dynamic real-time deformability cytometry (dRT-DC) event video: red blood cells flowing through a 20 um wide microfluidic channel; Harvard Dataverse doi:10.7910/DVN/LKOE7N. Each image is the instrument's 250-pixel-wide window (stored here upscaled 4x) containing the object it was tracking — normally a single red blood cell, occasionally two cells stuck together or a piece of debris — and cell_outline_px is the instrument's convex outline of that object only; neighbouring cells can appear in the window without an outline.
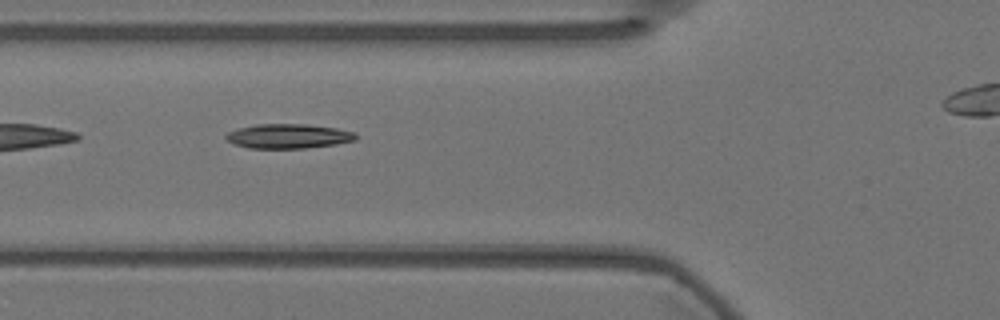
{"species": "Egyptian fruit bat (a non-hibernating species)", "species_latin": "Rousettus aegyptiacus", "temperature_condition": "warm", "stored_images_in_passage": 32, "camera_frame_rate_fps": 3000, "um_per_image_px": 0.085, "animal": {"sex": "female"}, "frame": {"image": 1, "passage_image": 3, "time_ms": 0.667, "image_size_px": [1000, 320], "cell_outline_px": [[356, 140], [336, 144], [304, 148], [248, 148], [232, 144], [224, 136], [228, 132], [240, 128], [256, 124], [308, 124], [336, 128], [356, 132]], "centroid_in_image_um": [24.51, 11.57], "position_along_channel_um": 101.3, "area_um2": 18.55}}
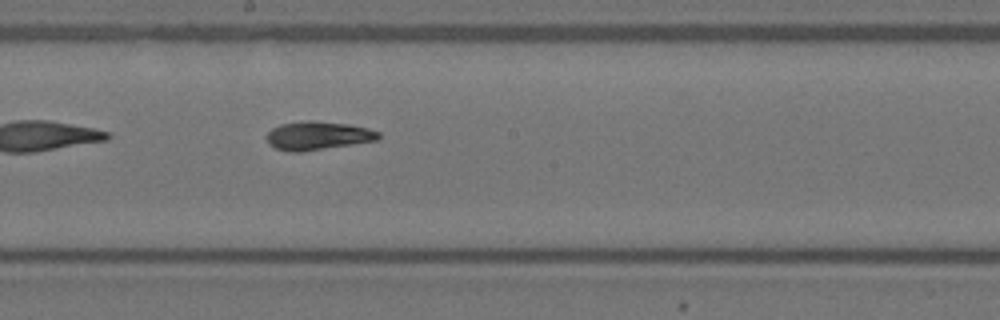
{"frame": {"image": 2, "passage_image": 13, "time_ms": 4.0, "image_size_px": [1000, 320], "cell_outline_px": [[380, 136], [376, 140], [352, 144], [300, 152], [288, 152], [276, 148], [268, 144], [268, 132], [272, 128], [280, 124], [308, 120], [348, 124], [368, 128], [380, 132]], "centroid_in_image_um": [27.0, 11.53], "position_along_channel_um": 221.2, "area_um2": 18.38}}
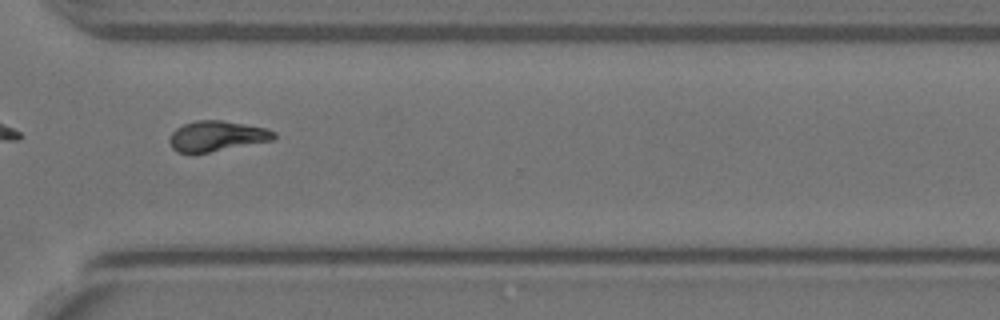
{"frame": {"image": 3, "passage_image": 24, "time_ms": 7.667, "image_size_px": [1000, 320], "cell_outline_px": [[276, 136], [272, 140], [208, 152], [176, 152], [172, 148], [168, 140], [168, 136], [176, 128], [184, 124], [196, 120], [224, 120], [264, 128], [276, 132]], "centroid_in_image_um": [18.38, 11.55], "position_along_channel_um": 352.2, "area_um2": 18.26}}